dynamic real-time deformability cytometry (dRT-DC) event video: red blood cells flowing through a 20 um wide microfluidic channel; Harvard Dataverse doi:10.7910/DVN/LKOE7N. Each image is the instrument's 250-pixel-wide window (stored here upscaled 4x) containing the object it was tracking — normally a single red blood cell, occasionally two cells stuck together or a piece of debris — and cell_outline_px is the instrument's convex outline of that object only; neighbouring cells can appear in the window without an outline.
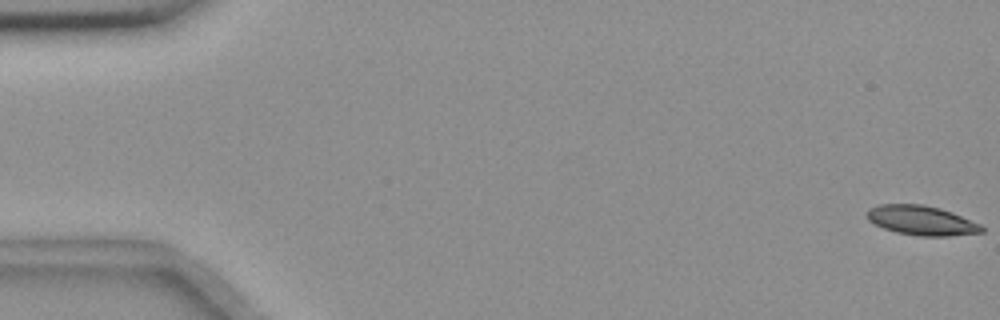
{"species": "common noctule bat (a hibernating species)", "species_latin": "Nyctalus noctula", "temperature_condition": "room temperature", "stored_images_in_passage": 56, "camera_frame_rate_fps": 3000, "um_per_image_px": 0.085, "animal": {"sex": "female", "body_mass_g": 18.4}, "frame": {"image": 1, "passage_image": 1, "time_ms": 0.0, "image_size_px": [1000, 320], "cell_outline_px": [[984, 232], [948, 236], [920, 236], [896, 232], [884, 228], [868, 220], [868, 208], [880, 204], [924, 204], [940, 208], [952, 212], [980, 224], [984, 228]], "centroid_in_image_um": [78.34, 18.73], "position_along_channel_um": 6.7, "area_um2": 19.65}}
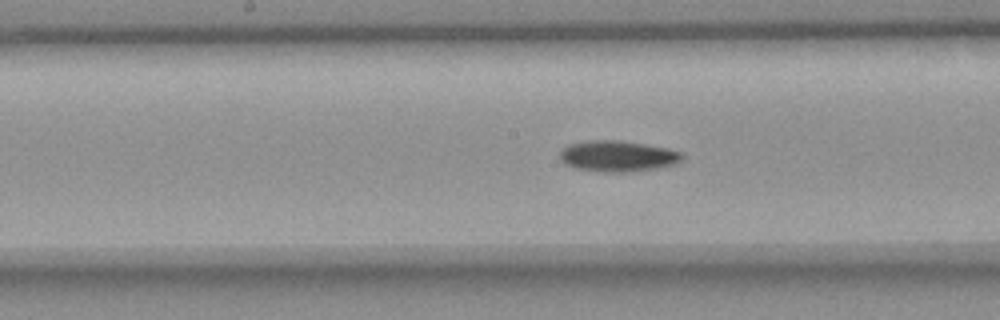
{"frame": {"image": 2, "passage_image": 29, "time_ms": 9.333, "image_size_px": [1000, 320], "cell_outline_px": [[684, 156], [680, 160], [672, 164], [656, 168], [632, 172], [604, 172], [576, 168], [564, 164], [560, 160], [560, 148], [568, 144], [588, 140], [616, 140], [644, 144], [668, 148], [680, 152]], "centroid_in_image_um": [52.44, 13.27], "position_along_channel_um": 195.8, "area_um2": 22.08}}
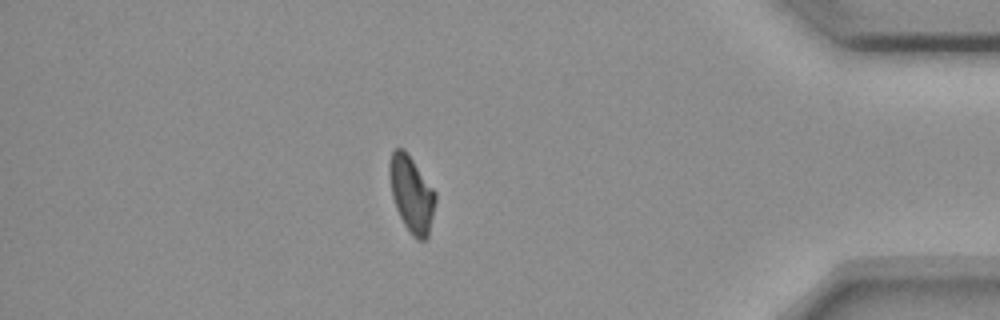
{"frame": {"image": 3, "passage_image": 49, "time_ms": 16.0, "image_size_px": [1000, 320], "cell_outline_px": [[436, 200], [428, 236], [424, 240], [416, 240], [412, 236], [404, 224], [396, 208], [392, 196], [388, 172], [388, 164], [392, 152], [396, 148], [404, 148], [436, 192]], "centroid_in_image_um": [34.97, 16.49], "position_along_channel_um": 400.2, "area_um2": 20.4}, "authors_computed_cell_mechanics": {"area_um2": 20.808, "velocity_mm_per_s": 3.6476, "shape_relaxation_time_tau1_ms": 8.4533, "shape_relaxation_time_tau2_ms": null, "deformation_change_tau1": 0.1541, "deformation_change_tau2": null}}